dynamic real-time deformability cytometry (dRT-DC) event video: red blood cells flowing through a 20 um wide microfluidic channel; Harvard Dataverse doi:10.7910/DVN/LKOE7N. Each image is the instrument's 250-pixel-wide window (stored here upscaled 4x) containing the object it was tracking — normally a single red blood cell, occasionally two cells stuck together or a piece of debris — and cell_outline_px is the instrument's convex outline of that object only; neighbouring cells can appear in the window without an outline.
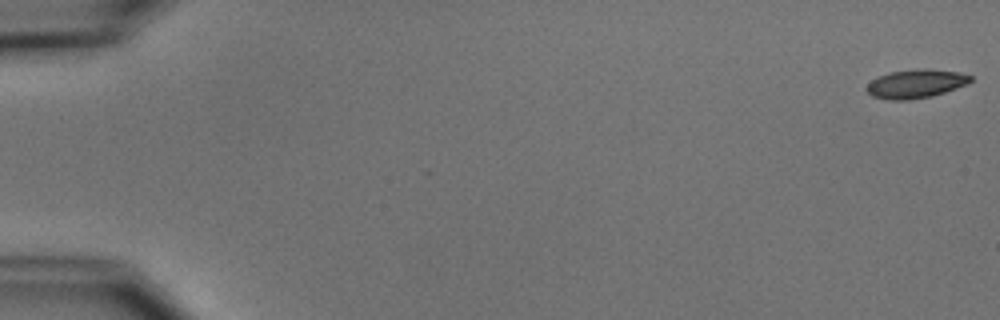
{"species": "common noctule bat (a hibernating species)", "species_latin": "Nyctalus noctula", "temperature_condition": "cold", "stored_images_in_passage": 54, "camera_frame_rate_fps": 3000, "um_per_image_px": 0.085, "animal": {"sex": "male", "body_mass_g": 15.6}, "frame": {"image": 1, "passage_image": 1, "time_ms": 0.0, "image_size_px": [1000, 320], "cell_outline_px": [[972, 80], [968, 84], [932, 96], [908, 100], [888, 100], [872, 96], [864, 88], [872, 80], [888, 72], [916, 68], [928, 68], [960, 72], [972, 76]], "centroid_in_image_um": [77.85, 7.11], "position_along_channel_um": 7.2, "area_um2": 17.57}}
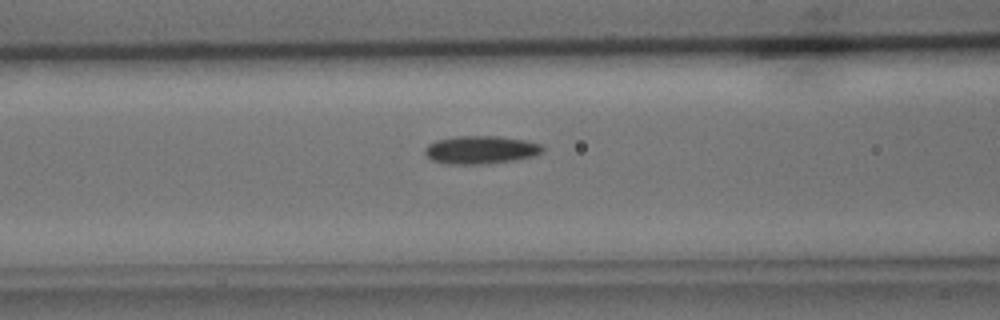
{"frame": {"image": 2, "passage_image": 23, "time_ms": 7.333, "image_size_px": [1000, 320], "cell_outline_px": [[544, 152], [536, 156], [516, 160], [484, 164], [444, 164], [432, 160], [424, 152], [424, 148], [428, 144], [436, 140], [456, 136], [500, 136], [524, 140], [540, 144], [544, 148]], "centroid_in_image_um": [40.88, 12.74], "position_along_channel_um": 125.7, "area_um2": 19.48}}
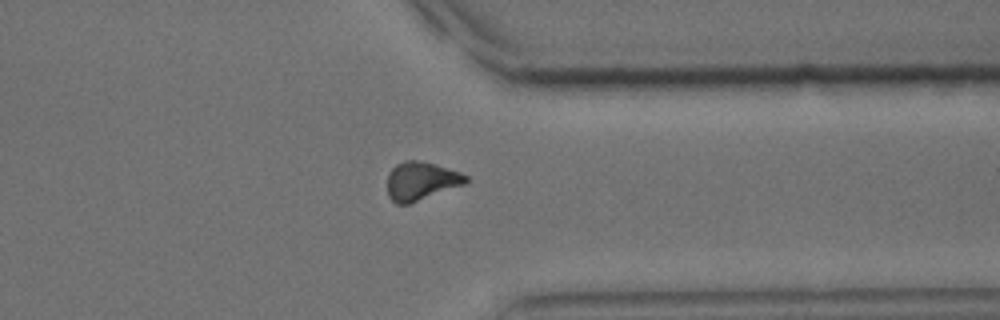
{"frame": {"image": 3, "passage_image": 43, "time_ms": 14.0, "image_size_px": [1000, 320], "cell_outline_px": [[468, 180], [464, 184], [408, 204], [396, 204], [388, 196], [388, 172], [396, 164], [404, 160], [416, 160], [436, 164], [460, 172], [468, 176]], "centroid_in_image_um": [35.77, 15.37], "position_along_channel_um": 375.6, "area_um2": 17.46}, "authors_computed_cell_mechanics": {"area_um2": 17.5423, "velocity_mm_per_s": 3.7753, "shape_relaxation_time_tau1_ms": 3.2631, "shape_relaxation_time_tau2_ms": null, "deformation_change_tau1": 0.1066, "deformation_change_tau2": null}}